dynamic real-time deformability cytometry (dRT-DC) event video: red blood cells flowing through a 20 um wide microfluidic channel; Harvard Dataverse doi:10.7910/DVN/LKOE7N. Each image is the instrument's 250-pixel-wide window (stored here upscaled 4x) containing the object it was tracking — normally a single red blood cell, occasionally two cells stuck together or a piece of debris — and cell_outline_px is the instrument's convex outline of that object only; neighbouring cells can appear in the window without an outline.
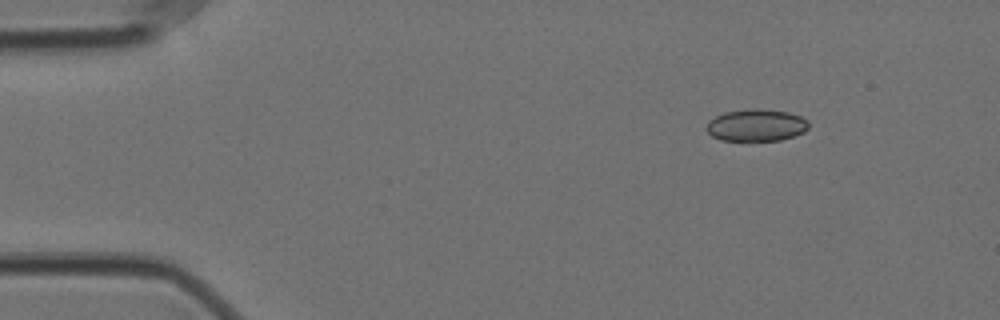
{"species": "Egyptian fruit bat (a non-hibernating species)", "species_latin": "Rousettus aegyptiacus", "temperature_condition": "cold", "stored_images_in_passage": 51, "camera_frame_rate_fps": 3000, "um_per_image_px": 0.085, "animal": {"sex": "female"}, "frame": {"image": 1, "passage_image": 1, "time_ms": 0.0, "image_size_px": [1000, 320], "cell_outline_px": [[808, 128], [804, 132], [780, 140], [720, 140], [712, 136], [704, 128], [708, 120], [724, 112], [752, 108], [756, 108], [788, 112], [800, 116], [808, 120]], "centroid_in_image_um": [64.25, 10.63], "position_along_channel_um": 20.7, "area_um2": 19.13}}
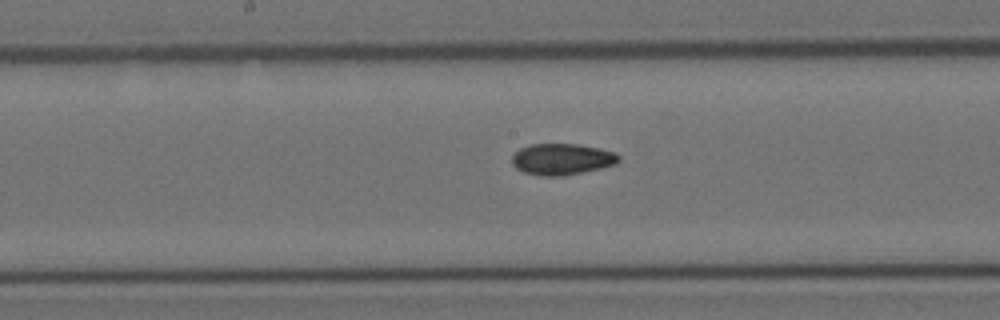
{"frame": {"image": 2, "passage_image": 23, "time_ms": 7.333, "image_size_px": [1000, 320], "cell_outline_px": [[620, 160], [616, 164], [600, 168], [564, 176], [540, 176], [524, 172], [516, 168], [512, 164], [512, 156], [520, 148], [532, 144], [576, 144], [600, 148], [616, 152], [620, 156]], "centroid_in_image_um": [47.78, 13.53], "position_along_channel_um": 200.4, "area_um2": 19.54}}
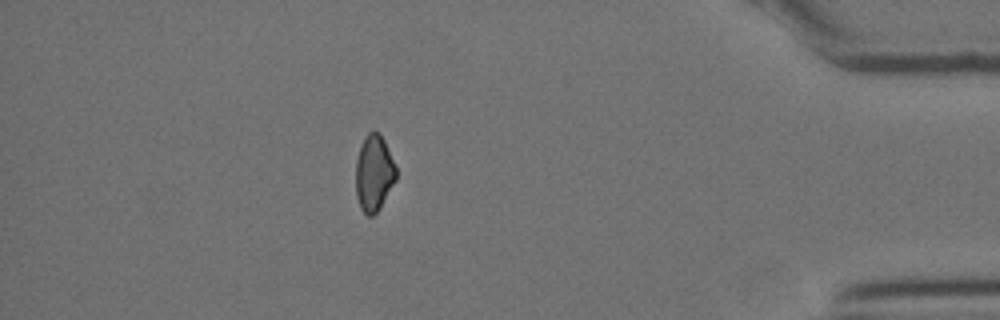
{"frame": {"image": 3, "passage_image": 44, "time_ms": 14.333, "image_size_px": [1000, 320], "cell_outline_px": [[396, 180], [380, 208], [372, 216], [368, 216], [360, 208], [356, 196], [356, 160], [360, 144], [368, 132], [380, 132], [384, 140], [396, 168]], "centroid_in_image_um": [31.77, 14.72], "position_along_channel_um": 403.4, "area_um2": 17.92}, "authors_computed_cell_mechanics": {"area_um2": 19.1896, "velocity_mm_per_s": 3.548, "shape_relaxation_time_tau1_ms": null, "shape_relaxation_time_tau2_ms": 5.0088, "deformation_change_tau1": null, "deformation_change_tau2": 0.0822}}